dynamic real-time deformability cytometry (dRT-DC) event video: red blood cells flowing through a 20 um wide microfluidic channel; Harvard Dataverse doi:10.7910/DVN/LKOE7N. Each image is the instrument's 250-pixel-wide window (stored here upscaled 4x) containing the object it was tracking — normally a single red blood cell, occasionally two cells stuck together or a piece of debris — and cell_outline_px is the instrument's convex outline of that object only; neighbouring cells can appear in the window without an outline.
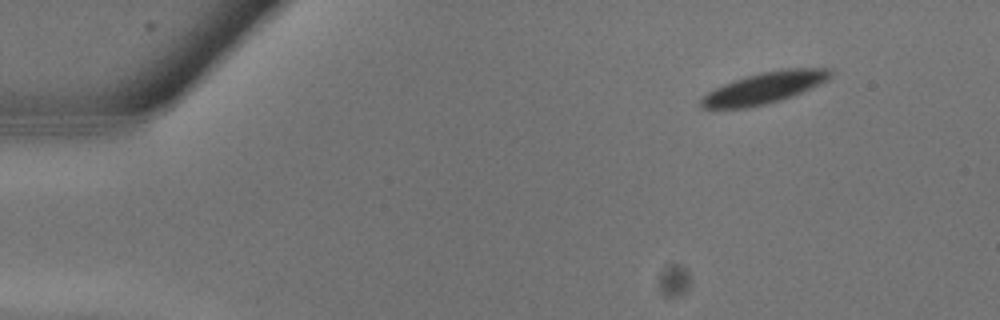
{"species": "common noctule bat (a hibernating species)", "species_latin": "Nyctalus noctula", "temperature_condition": "warm", "stored_images_in_passage": 8, "camera_frame_rate_fps": 3000, "um_per_image_px": 0.085, "animal": {"sex": "male", "body_mass_g": 13.3}, "frame": {"image": 1, "passage_image": 1, "time_ms": 0.0, "image_size_px": [1000, 320], "cell_outline_px": [[832, 76], [828, 80], [820, 84], [792, 96], [780, 100], [748, 108], [700, 108], [700, 100], [708, 92], [724, 84], [760, 72], [784, 68], [832, 68]], "centroid_in_image_um": [65.01, 7.46], "position_along_channel_um": 20.0, "area_um2": 23.47}}
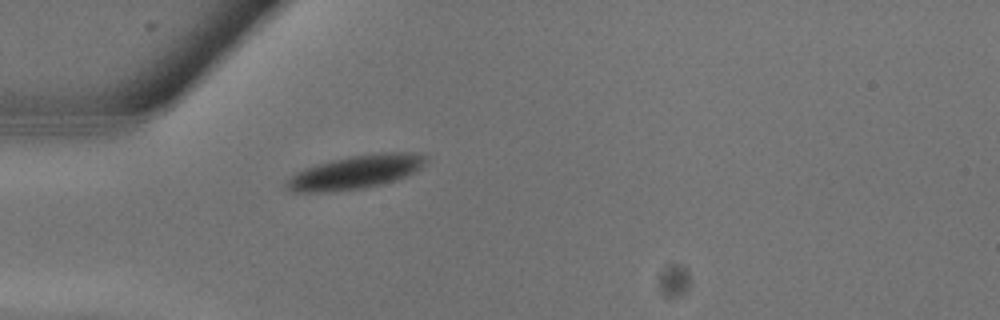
{"frame": {"image": 2, "passage_image": 6, "time_ms": 1.667, "image_size_px": [1000, 320], "cell_outline_px": [[428, 160], [416, 172], [396, 180], [380, 184], [360, 188], [332, 192], [292, 192], [284, 188], [284, 180], [296, 172], [304, 168], [316, 164], [348, 156], [376, 152], [420, 152], [428, 156]], "centroid_in_image_um": [30.22, 14.61], "position_along_channel_um": 54.8, "area_um2": 27.8}}